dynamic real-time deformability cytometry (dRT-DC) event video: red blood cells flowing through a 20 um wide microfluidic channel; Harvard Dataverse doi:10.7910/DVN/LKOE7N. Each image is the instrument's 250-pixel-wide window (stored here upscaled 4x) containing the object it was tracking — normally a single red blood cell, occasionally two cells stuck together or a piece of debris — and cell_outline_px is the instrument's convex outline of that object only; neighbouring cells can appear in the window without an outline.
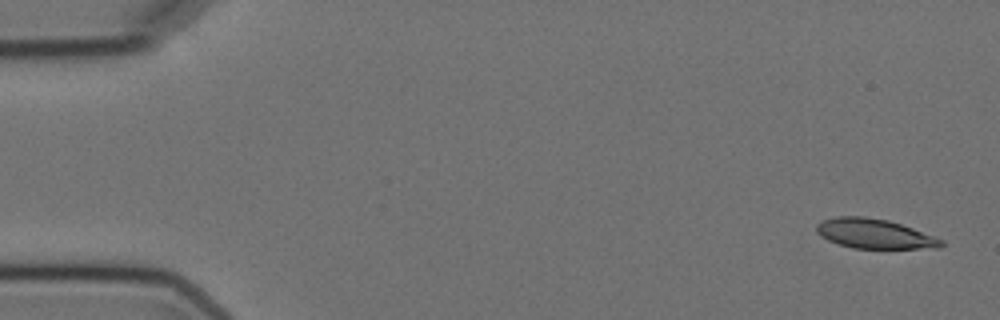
{"species": "Egyptian fruit bat (a non-hibernating species)", "species_latin": "Rousettus aegyptiacus", "temperature_condition": "cold", "stored_images_in_passage": 4, "camera_frame_rate_fps": 3000, "um_per_image_px": 0.085, "animal": {"sex": "female"}, "frame": {"image": 1, "passage_image": 1, "time_ms": 0.0, "image_size_px": [1000, 320], "cell_outline_px": [[944, 244], [940, 248], [852, 248], [828, 240], [820, 236], [816, 232], [816, 224], [824, 220], [836, 216], [864, 216], [888, 220], [912, 228], [944, 240]], "centroid_in_image_um": [74.31, 19.86], "position_along_channel_um": 10.7, "area_um2": 21.44}}
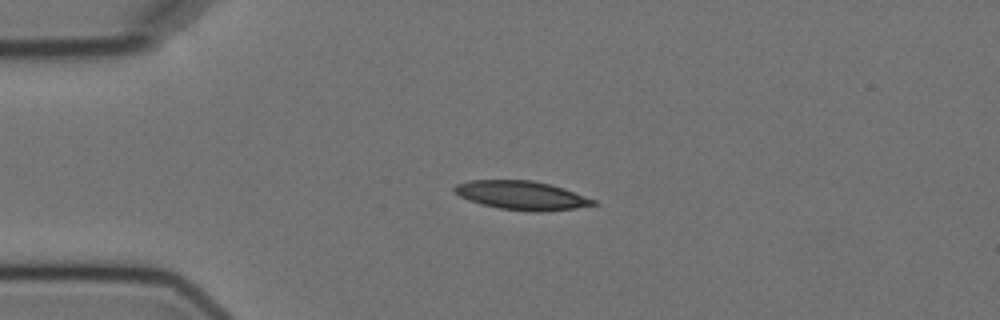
{"frame": {"image": 2, "passage_image": 4, "time_ms": 3.667, "image_size_px": [1000, 320], "cell_outline_px": [[596, 204], [572, 208], [540, 212], [532, 212], [500, 208], [480, 204], [468, 200], [460, 196], [452, 188], [456, 184], [472, 180], [532, 180], [564, 188], [596, 200]], "centroid_in_image_um": [44.31, 16.6], "position_along_channel_um": 40.7, "area_um2": 23.06}}